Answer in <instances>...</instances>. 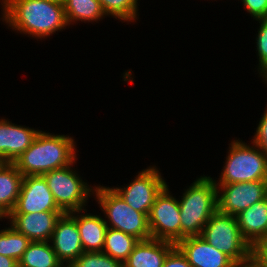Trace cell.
Listing matches in <instances>:
<instances>
[{"instance_id": "1", "label": "cell", "mask_w": 267, "mask_h": 267, "mask_svg": "<svg viewBox=\"0 0 267 267\" xmlns=\"http://www.w3.org/2000/svg\"><path fill=\"white\" fill-rule=\"evenodd\" d=\"M2 21L21 34L33 38L49 37L66 29L67 21L63 2L50 0H1Z\"/></svg>"}, {"instance_id": "2", "label": "cell", "mask_w": 267, "mask_h": 267, "mask_svg": "<svg viewBox=\"0 0 267 267\" xmlns=\"http://www.w3.org/2000/svg\"><path fill=\"white\" fill-rule=\"evenodd\" d=\"M75 144L71 136L40 131L13 164L23 176L44 175L71 165L77 158Z\"/></svg>"}, {"instance_id": "3", "label": "cell", "mask_w": 267, "mask_h": 267, "mask_svg": "<svg viewBox=\"0 0 267 267\" xmlns=\"http://www.w3.org/2000/svg\"><path fill=\"white\" fill-rule=\"evenodd\" d=\"M180 206L181 240L201 236L204 226L218 210L217 186L210 176H200L185 189Z\"/></svg>"}, {"instance_id": "4", "label": "cell", "mask_w": 267, "mask_h": 267, "mask_svg": "<svg viewBox=\"0 0 267 267\" xmlns=\"http://www.w3.org/2000/svg\"><path fill=\"white\" fill-rule=\"evenodd\" d=\"M94 196L104 212L107 227L132 235L139 240L152 238L148 215L129 206L113 189L106 186H94Z\"/></svg>"}, {"instance_id": "5", "label": "cell", "mask_w": 267, "mask_h": 267, "mask_svg": "<svg viewBox=\"0 0 267 267\" xmlns=\"http://www.w3.org/2000/svg\"><path fill=\"white\" fill-rule=\"evenodd\" d=\"M242 140L230 143L225 166L215 184H231L267 180V155L254 143Z\"/></svg>"}, {"instance_id": "6", "label": "cell", "mask_w": 267, "mask_h": 267, "mask_svg": "<svg viewBox=\"0 0 267 267\" xmlns=\"http://www.w3.org/2000/svg\"><path fill=\"white\" fill-rule=\"evenodd\" d=\"M75 162L43 175L56 204L64 213L86 210L84 206L88 197L94 194L95 188L84 182L78 172L71 168Z\"/></svg>"}, {"instance_id": "7", "label": "cell", "mask_w": 267, "mask_h": 267, "mask_svg": "<svg viewBox=\"0 0 267 267\" xmlns=\"http://www.w3.org/2000/svg\"><path fill=\"white\" fill-rule=\"evenodd\" d=\"M201 236L232 260L244 258L253 250L243 238L236 216L223 214L218 210L204 226Z\"/></svg>"}, {"instance_id": "8", "label": "cell", "mask_w": 267, "mask_h": 267, "mask_svg": "<svg viewBox=\"0 0 267 267\" xmlns=\"http://www.w3.org/2000/svg\"><path fill=\"white\" fill-rule=\"evenodd\" d=\"M166 185L157 195L149 213L152 238L177 243L181 240L180 206Z\"/></svg>"}, {"instance_id": "9", "label": "cell", "mask_w": 267, "mask_h": 267, "mask_svg": "<svg viewBox=\"0 0 267 267\" xmlns=\"http://www.w3.org/2000/svg\"><path fill=\"white\" fill-rule=\"evenodd\" d=\"M156 166L138 172L126 187H112L124 201L138 212L149 216L157 195L167 185Z\"/></svg>"}, {"instance_id": "10", "label": "cell", "mask_w": 267, "mask_h": 267, "mask_svg": "<svg viewBox=\"0 0 267 267\" xmlns=\"http://www.w3.org/2000/svg\"><path fill=\"white\" fill-rule=\"evenodd\" d=\"M215 185L218 211L223 214L236 216L267 197V180Z\"/></svg>"}, {"instance_id": "11", "label": "cell", "mask_w": 267, "mask_h": 267, "mask_svg": "<svg viewBox=\"0 0 267 267\" xmlns=\"http://www.w3.org/2000/svg\"><path fill=\"white\" fill-rule=\"evenodd\" d=\"M41 211H62L56 204L43 175L23 177L20 194L11 213H34Z\"/></svg>"}, {"instance_id": "12", "label": "cell", "mask_w": 267, "mask_h": 267, "mask_svg": "<svg viewBox=\"0 0 267 267\" xmlns=\"http://www.w3.org/2000/svg\"><path fill=\"white\" fill-rule=\"evenodd\" d=\"M49 242L65 267L84 252L76 223V211L61 215Z\"/></svg>"}, {"instance_id": "13", "label": "cell", "mask_w": 267, "mask_h": 267, "mask_svg": "<svg viewBox=\"0 0 267 267\" xmlns=\"http://www.w3.org/2000/svg\"><path fill=\"white\" fill-rule=\"evenodd\" d=\"M63 211H41L34 213H10V225L31 241H50L56 222Z\"/></svg>"}, {"instance_id": "14", "label": "cell", "mask_w": 267, "mask_h": 267, "mask_svg": "<svg viewBox=\"0 0 267 267\" xmlns=\"http://www.w3.org/2000/svg\"><path fill=\"white\" fill-rule=\"evenodd\" d=\"M175 246L186 257L191 267H230L233 261L202 236L186 237L179 240Z\"/></svg>"}, {"instance_id": "15", "label": "cell", "mask_w": 267, "mask_h": 267, "mask_svg": "<svg viewBox=\"0 0 267 267\" xmlns=\"http://www.w3.org/2000/svg\"><path fill=\"white\" fill-rule=\"evenodd\" d=\"M40 131L16 125L4 118L0 119V159L2 162L14 163L33 143Z\"/></svg>"}, {"instance_id": "16", "label": "cell", "mask_w": 267, "mask_h": 267, "mask_svg": "<svg viewBox=\"0 0 267 267\" xmlns=\"http://www.w3.org/2000/svg\"><path fill=\"white\" fill-rule=\"evenodd\" d=\"M243 238L254 249L267 240V197L236 215Z\"/></svg>"}, {"instance_id": "17", "label": "cell", "mask_w": 267, "mask_h": 267, "mask_svg": "<svg viewBox=\"0 0 267 267\" xmlns=\"http://www.w3.org/2000/svg\"><path fill=\"white\" fill-rule=\"evenodd\" d=\"M175 243L155 238L139 240L123 267H162Z\"/></svg>"}, {"instance_id": "18", "label": "cell", "mask_w": 267, "mask_h": 267, "mask_svg": "<svg viewBox=\"0 0 267 267\" xmlns=\"http://www.w3.org/2000/svg\"><path fill=\"white\" fill-rule=\"evenodd\" d=\"M82 211L85 213V210L76 211V223L83 250L84 252H102L108 229L104 218L87 212L83 214Z\"/></svg>"}, {"instance_id": "19", "label": "cell", "mask_w": 267, "mask_h": 267, "mask_svg": "<svg viewBox=\"0 0 267 267\" xmlns=\"http://www.w3.org/2000/svg\"><path fill=\"white\" fill-rule=\"evenodd\" d=\"M23 177L13 163L0 165V212L5 218L15 207Z\"/></svg>"}, {"instance_id": "20", "label": "cell", "mask_w": 267, "mask_h": 267, "mask_svg": "<svg viewBox=\"0 0 267 267\" xmlns=\"http://www.w3.org/2000/svg\"><path fill=\"white\" fill-rule=\"evenodd\" d=\"M18 263L19 267H65L48 241H32Z\"/></svg>"}, {"instance_id": "21", "label": "cell", "mask_w": 267, "mask_h": 267, "mask_svg": "<svg viewBox=\"0 0 267 267\" xmlns=\"http://www.w3.org/2000/svg\"><path fill=\"white\" fill-rule=\"evenodd\" d=\"M63 6L68 26L77 21L97 22L106 16L99 0H64Z\"/></svg>"}, {"instance_id": "22", "label": "cell", "mask_w": 267, "mask_h": 267, "mask_svg": "<svg viewBox=\"0 0 267 267\" xmlns=\"http://www.w3.org/2000/svg\"><path fill=\"white\" fill-rule=\"evenodd\" d=\"M138 242L136 237L108 227L102 252L123 264Z\"/></svg>"}, {"instance_id": "23", "label": "cell", "mask_w": 267, "mask_h": 267, "mask_svg": "<svg viewBox=\"0 0 267 267\" xmlns=\"http://www.w3.org/2000/svg\"><path fill=\"white\" fill-rule=\"evenodd\" d=\"M32 241L13 226L0 230V255L20 261Z\"/></svg>"}, {"instance_id": "24", "label": "cell", "mask_w": 267, "mask_h": 267, "mask_svg": "<svg viewBox=\"0 0 267 267\" xmlns=\"http://www.w3.org/2000/svg\"><path fill=\"white\" fill-rule=\"evenodd\" d=\"M138 0H99L106 16H113L123 22L137 19Z\"/></svg>"}, {"instance_id": "25", "label": "cell", "mask_w": 267, "mask_h": 267, "mask_svg": "<svg viewBox=\"0 0 267 267\" xmlns=\"http://www.w3.org/2000/svg\"><path fill=\"white\" fill-rule=\"evenodd\" d=\"M68 267H123V264L104 252H83Z\"/></svg>"}, {"instance_id": "26", "label": "cell", "mask_w": 267, "mask_h": 267, "mask_svg": "<svg viewBox=\"0 0 267 267\" xmlns=\"http://www.w3.org/2000/svg\"><path fill=\"white\" fill-rule=\"evenodd\" d=\"M259 21L260 26L256 37V47L258 51L257 56L259 57L258 72L260 76L267 71V19L256 20Z\"/></svg>"}, {"instance_id": "27", "label": "cell", "mask_w": 267, "mask_h": 267, "mask_svg": "<svg viewBox=\"0 0 267 267\" xmlns=\"http://www.w3.org/2000/svg\"><path fill=\"white\" fill-rule=\"evenodd\" d=\"M241 2L255 20L267 19V0H241Z\"/></svg>"}, {"instance_id": "28", "label": "cell", "mask_w": 267, "mask_h": 267, "mask_svg": "<svg viewBox=\"0 0 267 267\" xmlns=\"http://www.w3.org/2000/svg\"><path fill=\"white\" fill-rule=\"evenodd\" d=\"M252 143L257 145L267 155V108L259 121Z\"/></svg>"}, {"instance_id": "29", "label": "cell", "mask_w": 267, "mask_h": 267, "mask_svg": "<svg viewBox=\"0 0 267 267\" xmlns=\"http://www.w3.org/2000/svg\"><path fill=\"white\" fill-rule=\"evenodd\" d=\"M162 267H191L186 257L175 246L166 256Z\"/></svg>"}, {"instance_id": "30", "label": "cell", "mask_w": 267, "mask_h": 267, "mask_svg": "<svg viewBox=\"0 0 267 267\" xmlns=\"http://www.w3.org/2000/svg\"><path fill=\"white\" fill-rule=\"evenodd\" d=\"M230 267H265L262 258L253 249L244 258L233 260Z\"/></svg>"}, {"instance_id": "31", "label": "cell", "mask_w": 267, "mask_h": 267, "mask_svg": "<svg viewBox=\"0 0 267 267\" xmlns=\"http://www.w3.org/2000/svg\"><path fill=\"white\" fill-rule=\"evenodd\" d=\"M254 250L262 258L265 267H267V240L259 243Z\"/></svg>"}, {"instance_id": "32", "label": "cell", "mask_w": 267, "mask_h": 267, "mask_svg": "<svg viewBox=\"0 0 267 267\" xmlns=\"http://www.w3.org/2000/svg\"><path fill=\"white\" fill-rule=\"evenodd\" d=\"M0 267H19V263L13 258L0 255Z\"/></svg>"}, {"instance_id": "33", "label": "cell", "mask_w": 267, "mask_h": 267, "mask_svg": "<svg viewBox=\"0 0 267 267\" xmlns=\"http://www.w3.org/2000/svg\"><path fill=\"white\" fill-rule=\"evenodd\" d=\"M263 80H265V83L267 84V71L264 72L262 75Z\"/></svg>"}, {"instance_id": "34", "label": "cell", "mask_w": 267, "mask_h": 267, "mask_svg": "<svg viewBox=\"0 0 267 267\" xmlns=\"http://www.w3.org/2000/svg\"><path fill=\"white\" fill-rule=\"evenodd\" d=\"M50 1H54V2H63L64 0H50Z\"/></svg>"}, {"instance_id": "35", "label": "cell", "mask_w": 267, "mask_h": 267, "mask_svg": "<svg viewBox=\"0 0 267 267\" xmlns=\"http://www.w3.org/2000/svg\"><path fill=\"white\" fill-rule=\"evenodd\" d=\"M2 218L4 219L5 217H4V216L2 215V213L0 212V220H1Z\"/></svg>"}]
</instances>
